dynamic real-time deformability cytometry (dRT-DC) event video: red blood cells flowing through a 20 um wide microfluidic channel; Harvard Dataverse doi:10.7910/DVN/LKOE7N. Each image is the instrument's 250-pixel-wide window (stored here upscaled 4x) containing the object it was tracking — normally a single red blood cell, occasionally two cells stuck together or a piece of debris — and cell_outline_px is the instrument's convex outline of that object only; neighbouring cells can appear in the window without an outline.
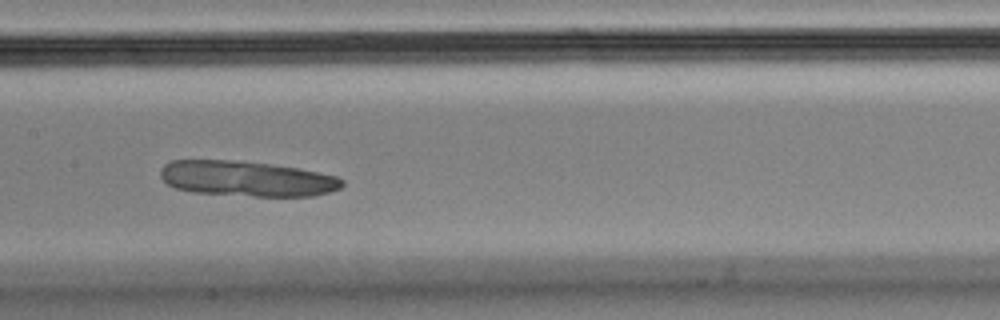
{"species": "Egyptian fruit bat (a non-hibernating species)", "species_latin": "Rousettus aegyptiacus", "temperature_condition": "cold", "stored_images_in_passage": 15, "camera_frame_rate_fps": 3000, "um_per_image_px": 0.085, "animal": {"sex": "male"}, "frame": {"image": 1, "passage_image": 7, "time_ms": 2.0, "image_size_px": [1000, 320], "cell_outline_px": [[344, 184], [340, 188], [328, 192], [312, 196], [252, 196], [192, 192], [176, 188], [168, 184], [160, 176], [160, 168], [164, 164], [172, 160], [232, 160], [268, 164], [300, 168], [336, 176], [344, 180]], "centroid_in_image_um": [20.96, 15.18], "position_along_channel_um": 186.4, "area_um2": 37.4}}
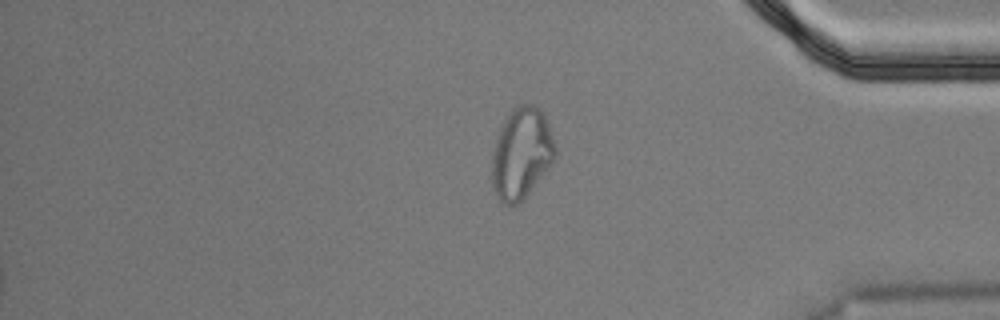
{"frame": {"image": 2, "passage_image": 15, "time_ms": 4.667, "image_size_px": [1000, 320], "cell_outline_px": [[556, 156], [548, 168], [524, 200], [516, 204], [504, 204], [500, 200], [492, 184], [492, 152], [500, 128], [508, 112], [512, 108], [520, 104], [532, 104], [540, 108], [544, 112], [556, 148]], "centroid_in_image_um": [44.33, 13.01], "position_along_channel_um": 390.9, "area_um2": 33.64}}